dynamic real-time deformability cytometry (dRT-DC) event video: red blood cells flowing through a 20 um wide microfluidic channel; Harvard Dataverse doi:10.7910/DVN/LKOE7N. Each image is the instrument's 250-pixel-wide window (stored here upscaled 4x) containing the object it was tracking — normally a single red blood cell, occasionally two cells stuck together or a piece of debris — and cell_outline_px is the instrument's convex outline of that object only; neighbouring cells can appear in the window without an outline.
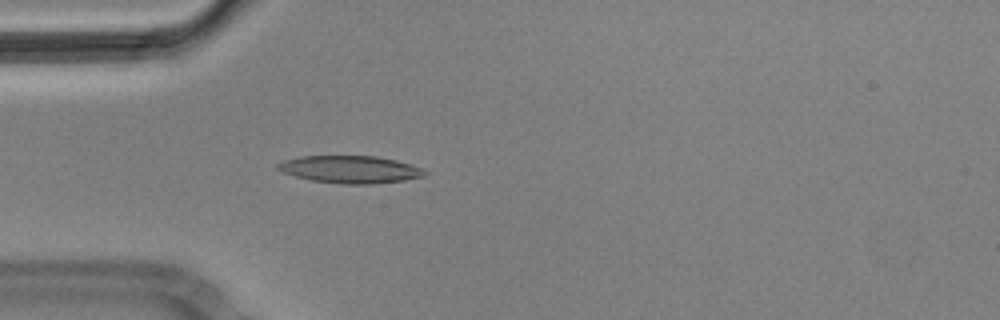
{"species": "Egyptian fruit bat (a non-hibernating species)", "species_latin": "Rousettus aegyptiacus", "temperature_condition": "cold", "stored_images_in_passage": 3, "camera_frame_rate_fps": 3000, "um_per_image_px": 0.085, "animal": {"sex": "male"}, "frame": {"image": 1, "passage_image": 3, "time_ms": 0.667, "image_size_px": [1000, 320], "cell_outline_px": [[428, 172], [424, 176], [404, 180], [368, 184], [344, 184], [312, 180], [296, 176], [284, 172], [276, 168], [276, 164], [284, 160], [300, 156], [376, 156], [396, 160], [412, 164]], "centroid_in_image_um": [29.77, 14.39], "position_along_channel_um": 55.2, "area_um2": 23.29}}